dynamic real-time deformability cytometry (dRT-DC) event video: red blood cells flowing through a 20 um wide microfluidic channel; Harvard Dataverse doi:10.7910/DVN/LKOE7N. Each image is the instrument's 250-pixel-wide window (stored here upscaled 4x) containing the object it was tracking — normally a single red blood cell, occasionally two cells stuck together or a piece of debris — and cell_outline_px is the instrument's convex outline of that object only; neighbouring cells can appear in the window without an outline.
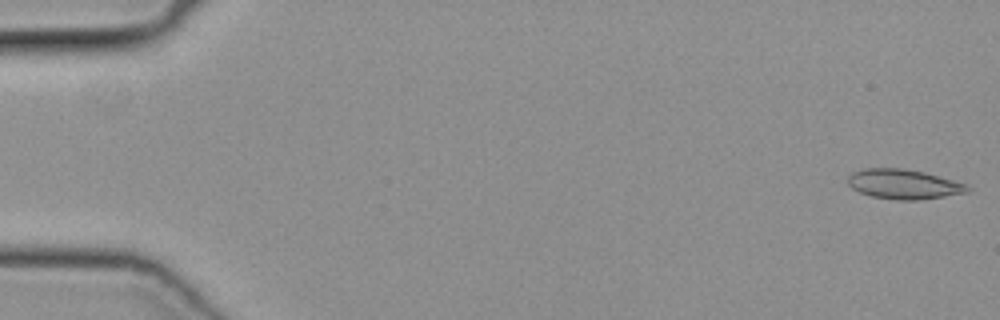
{"species": "common noctule bat (a hibernating species)", "species_latin": "Nyctalus noctula", "temperature_condition": "cold", "stored_images_in_passage": 49, "camera_frame_rate_fps": 3000, "um_per_image_px": 0.085, "animal": {"sex": "female", "body_mass_g": 19.3, "forearm_length_mm": 54.1}, "frame": {"image": 1, "passage_image": 1, "time_ms": 0.0, "image_size_px": [1000, 320], "cell_outline_px": [[972, 188], [968, 192], [920, 200], [896, 200], [872, 196], [860, 192], [852, 188], [848, 184], [848, 176], [852, 172], [864, 168], [904, 168], [924, 172], [952, 180], [964, 184]], "centroid_in_image_um": [76.79, 15.65], "position_along_channel_um": 8.2, "area_um2": 20.63}}
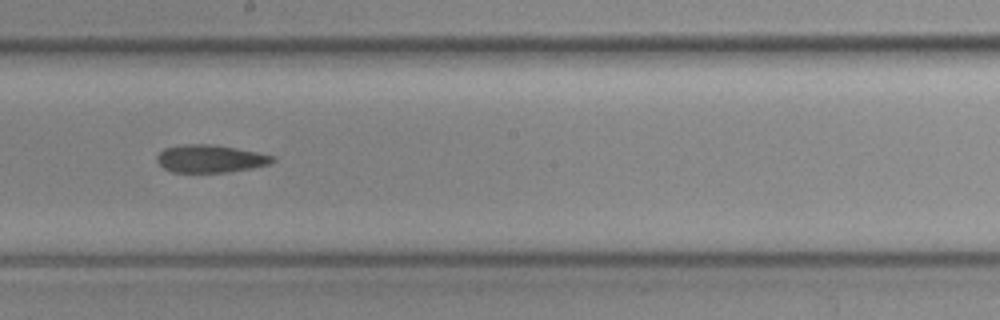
{"frame": {"image": 2, "passage_image": 28, "time_ms": 9.0, "image_size_px": [1000, 320], "cell_outline_px": [[276, 160], [268, 164], [252, 168], [228, 172], [172, 172], [164, 168], [156, 160], [156, 156], [164, 148], [184, 144], [208, 144], [236, 148], [276, 156]], "centroid_in_image_um": [17.87, 13.49], "position_along_channel_um": 230.3, "area_um2": 18.61}}
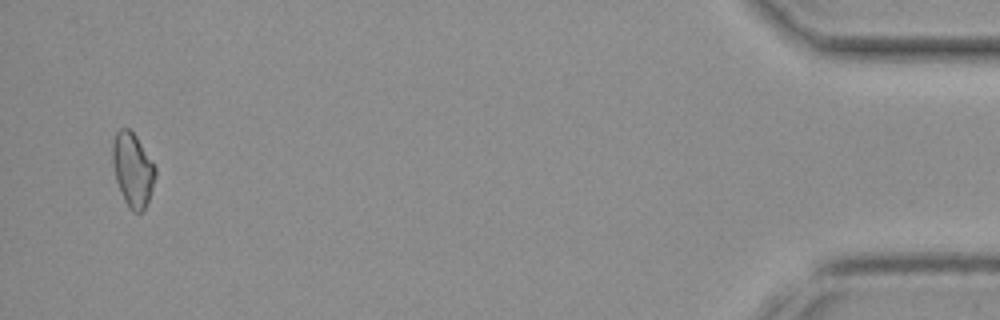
{"frame": {"image": 3, "passage_image": 48, "time_ms": 15.667, "image_size_px": [1000, 320], "cell_outline_px": [[156, 176], [148, 200], [144, 208], [140, 212], [132, 212], [128, 208], [124, 200], [116, 180], [112, 164], [112, 144], [116, 132], [120, 128], [128, 128], [136, 136], [156, 168]], "centroid_in_image_um": [11.26, 14.42], "position_along_channel_um": 423.9, "area_um2": 18.26}}